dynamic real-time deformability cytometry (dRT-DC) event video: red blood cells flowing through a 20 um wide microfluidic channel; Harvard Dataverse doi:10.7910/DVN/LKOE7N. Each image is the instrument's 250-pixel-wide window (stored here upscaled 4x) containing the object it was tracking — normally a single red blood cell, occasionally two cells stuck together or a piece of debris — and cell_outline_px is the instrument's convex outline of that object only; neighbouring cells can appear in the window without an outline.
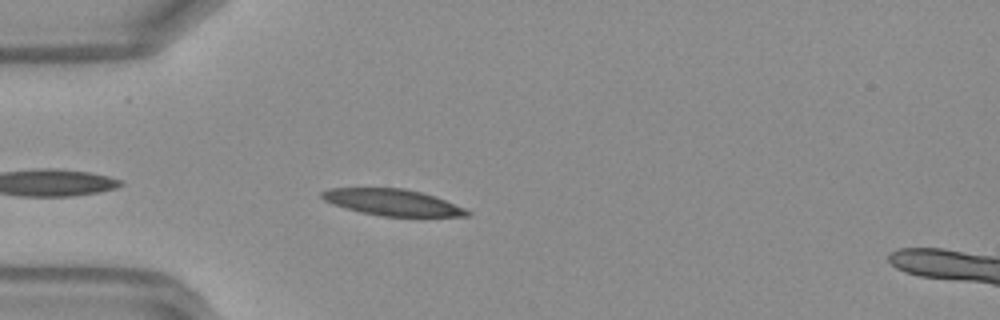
{"species": "Egyptian fruit bat (a non-hibernating species)", "species_latin": "Rousettus aegyptiacus", "temperature_condition": "warm", "stored_images_in_passage": 36, "camera_frame_rate_fps": 3000, "um_per_image_px": 0.085, "frame": {"image": 1, "passage_image": 3, "time_ms": 0.667, "image_size_px": [1000, 320], "cell_outline_px": [[472, 212], [468, 216], [384, 216], [360, 212], [332, 204], [324, 200], [320, 196], [320, 192], [328, 188], [404, 188], [436, 196], [464, 208]], "centroid_in_image_um": [33.33, 17.19], "position_along_channel_um": 51.7, "area_um2": 22.25}}
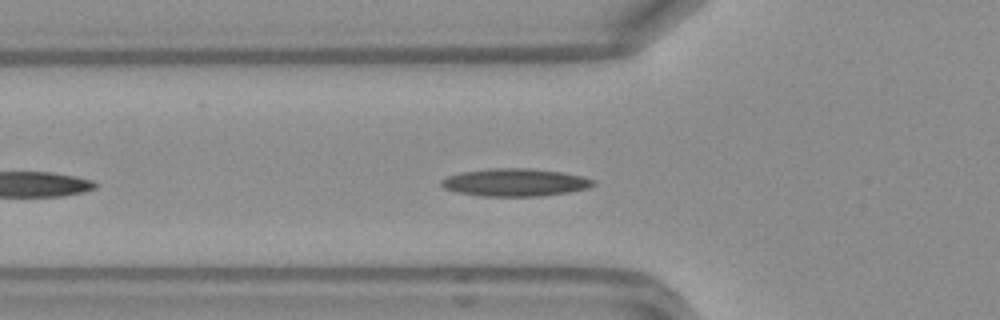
{"frame": {"image": 2, "passage_image": 6, "time_ms": 1.667, "image_size_px": [1000, 320], "cell_outline_px": [[596, 184], [588, 188], [568, 192], [540, 196], [480, 196], [456, 192], [444, 188], [440, 184], [440, 180], [448, 176], [460, 172], [492, 168], [528, 168], [560, 172], [580, 176], [596, 180]], "centroid_in_image_um": [43.75, 15.5], "position_along_channel_um": 82.0, "area_um2": 24.51}}
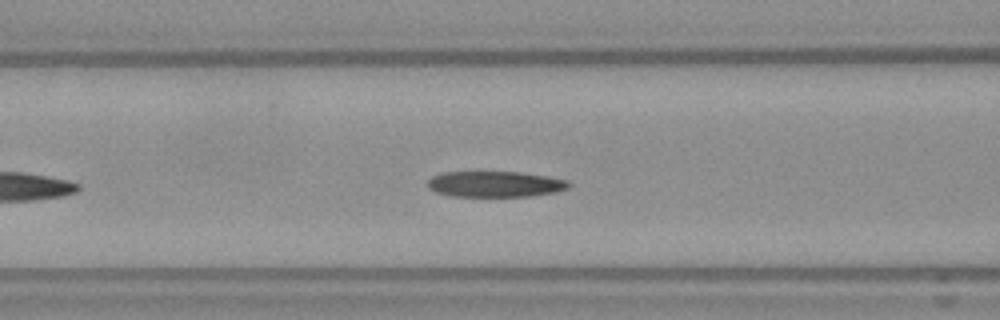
{"frame": {"image": 3, "passage_image": 9, "time_ms": 2.667, "image_size_px": [1000, 320], "cell_outline_px": [[572, 184], [568, 188], [556, 192], [532, 196], [452, 196], [436, 192], [428, 188], [428, 180], [432, 176], [440, 172], [476, 168], [520, 172], [548, 176], [568, 180]], "centroid_in_image_um": [42.03, 15.59], "position_along_channel_um": 124.6, "area_um2": 22.54}, "authors_computed_cell_mechanics": {"area_um2": 21.2126, "velocity_mm_per_s": 4.2012, "shape_relaxation_time_tau1_ms": null, "shape_relaxation_time_tau2_ms": 2.5386, "deformation_change_tau1": null, "deformation_change_tau2": 0.0965}}